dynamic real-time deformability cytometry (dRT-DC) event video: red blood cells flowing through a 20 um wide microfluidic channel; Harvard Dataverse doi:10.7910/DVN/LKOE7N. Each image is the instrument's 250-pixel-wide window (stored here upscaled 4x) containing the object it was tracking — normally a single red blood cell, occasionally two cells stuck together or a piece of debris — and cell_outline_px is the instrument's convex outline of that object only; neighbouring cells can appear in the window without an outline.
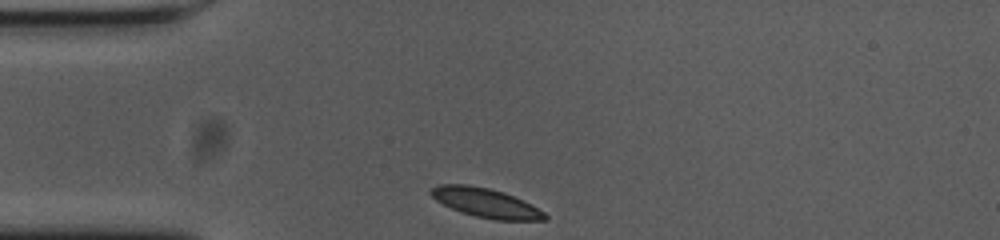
{"species": "common noctule bat (a hibernating species)", "species_latin": "Nyctalus noctula", "temperature_condition": "cold", "stored_images_in_passage": 24, "camera_frame_rate_fps": 3000, "um_per_image_px": 0.085, "animal": {"sex": "female", "body_mass_g": 23.0, "forearm_length_mm": 53.4}, "frame": {"image": 1, "passage_image": 1, "time_ms": 0.0, "image_size_px": [1000, 240], "cell_outline_px": [[548, 220], [492, 220], [460, 212], [436, 200], [428, 192], [432, 188], [440, 184], [468, 184], [488, 188], [504, 192], [544, 212], [548, 216]], "centroid_in_image_um": [41.26, 17.24], "position_along_channel_um": 43.7, "area_um2": 19.13}}
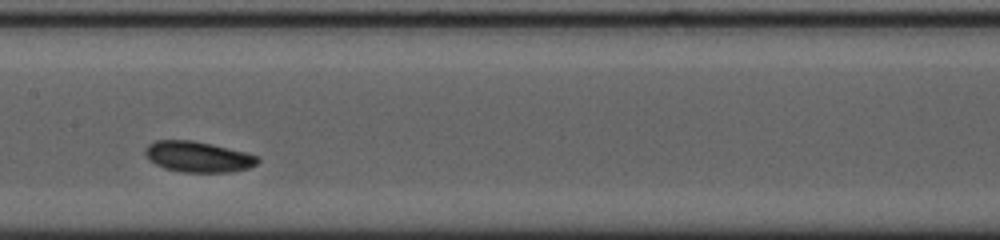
{"frame": {"image": 2, "passage_image": 15, "time_ms": 4.667, "image_size_px": [1000, 240], "cell_outline_px": [[260, 160], [256, 164], [248, 168], [232, 172], [180, 172], [164, 168], [156, 164], [144, 152], [148, 144], [156, 140], [192, 140], [212, 144], [244, 152], [256, 156]], "centroid_in_image_um": [16.83, 13.33], "position_along_channel_um": 190.6, "area_um2": 19.94}}
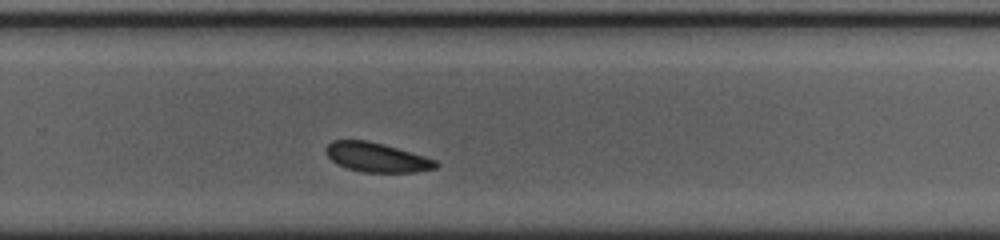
{"frame": {"image": 3, "passage_image": 24, "time_ms": 7.667, "image_size_px": [1000, 240], "cell_outline_px": [[440, 164], [436, 168], [416, 172], [360, 172], [336, 164], [324, 152], [324, 148], [332, 140], [368, 140], [424, 156], [436, 160]], "centroid_in_image_um": [31.99, 13.38], "position_along_channel_um": 297.8, "area_um2": 18.79}}